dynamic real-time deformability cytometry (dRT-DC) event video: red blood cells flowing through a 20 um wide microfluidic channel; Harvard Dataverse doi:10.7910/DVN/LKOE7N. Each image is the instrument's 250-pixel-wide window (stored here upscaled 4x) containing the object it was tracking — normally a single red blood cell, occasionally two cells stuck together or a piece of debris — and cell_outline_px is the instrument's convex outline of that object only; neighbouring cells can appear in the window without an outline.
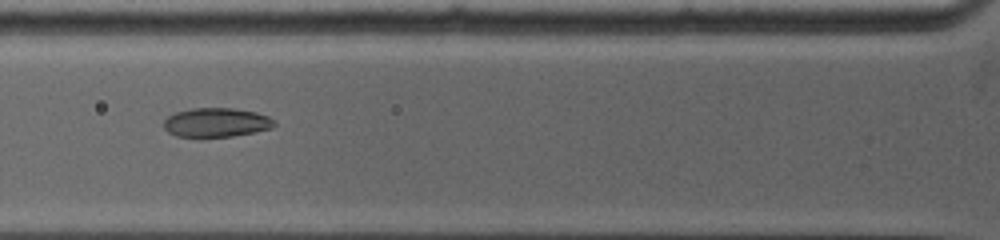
{"species": "common noctule bat (a hibernating species)", "species_latin": "Nyctalus noctula", "temperature_condition": "warm", "stored_images_in_passage": 94, "camera_frame_rate_fps": 5000, "um_per_image_px": 0.085, "animal": {"sex": "female", "body_mass_g": 19.0, "forearm_length_mm": 53.3}, "frame": {"image": 1, "passage_image": 9, "time_ms": 1.0, "image_size_px": [1000, 240], "cell_outline_px": [[276, 124], [272, 128], [256, 132], [232, 136], [200, 140], [176, 136], [168, 132], [164, 128], [164, 120], [168, 116], [176, 112], [192, 108], [232, 108], [256, 112], [268, 116]], "centroid_in_image_um": [18.34, 10.45], "position_along_channel_um": 107.5, "area_um2": 19.42}}
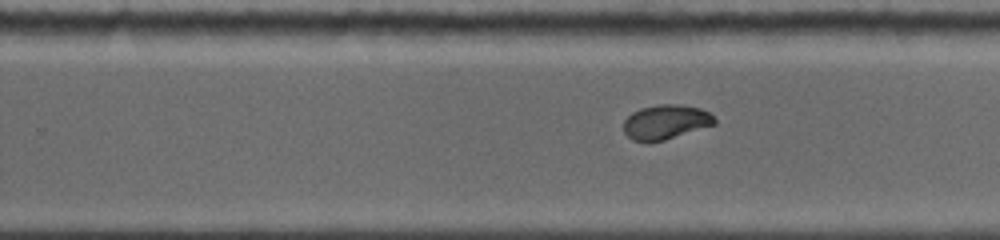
{"frame": {"image": 2, "passage_image": 44, "time_ms": 5.2, "image_size_px": [1000, 240], "cell_outline_px": [[716, 124], [664, 140], [632, 140], [624, 132], [624, 120], [632, 112], [640, 108], [660, 104], [680, 104], [700, 108], [708, 112], [716, 120]], "centroid_in_image_um": [56.59, 10.34], "position_along_channel_um": 273.2, "area_um2": 18.03}}
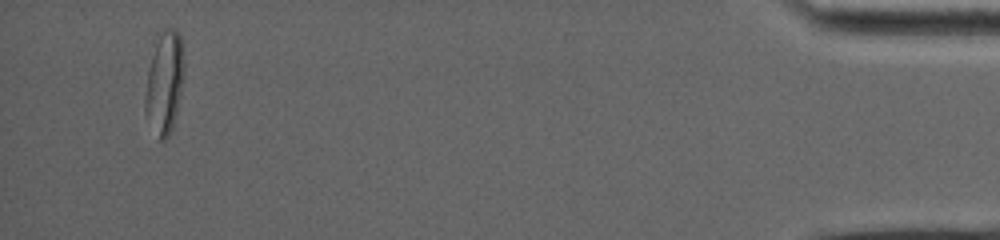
{"frame": {"image": 3, "passage_image": 94, "time_ms": 11.8, "image_size_px": [1000, 240], "cell_outline_px": [[184, 80], [176, 116], [172, 128], [168, 136], [164, 140], [156, 140], [144, 112], [144, 96], [148, 72], [156, 32], [164, 28], [172, 28], [180, 36], [184, 60]], "centroid_in_image_um": [13.96, 7.03], "position_along_channel_um": 421.2, "area_um2": 23.99}}